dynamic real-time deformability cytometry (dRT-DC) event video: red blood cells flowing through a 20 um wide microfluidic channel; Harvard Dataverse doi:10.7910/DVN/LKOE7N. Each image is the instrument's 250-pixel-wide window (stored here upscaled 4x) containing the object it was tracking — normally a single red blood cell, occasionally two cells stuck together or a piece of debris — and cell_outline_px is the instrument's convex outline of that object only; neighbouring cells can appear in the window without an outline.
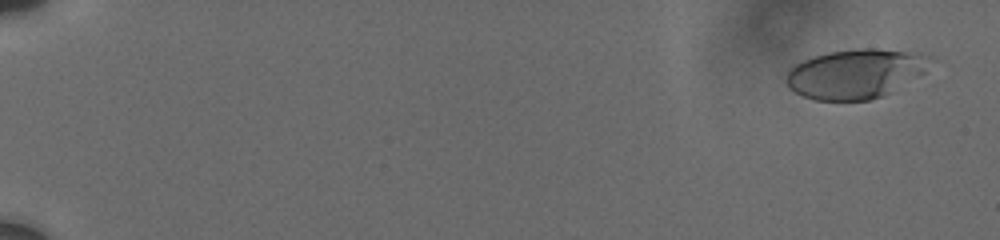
{"species": "human", "species_latin": "Homo sapiens", "temperature_condition": "cold", "stored_images_in_passage": 59, "camera_frame_rate_fps": 3000, "um_per_image_px": 0.085, "donor": {"sex": "male"}, "frame": {"image": 1, "passage_image": 7, "time_ms": 0.667, "image_size_px": [1000, 240], "cell_outline_px": [[924, 72], [884, 96], [872, 100], [816, 100], [804, 96], [788, 88], [784, 80], [784, 76], [788, 68], [792, 64], [828, 52], [856, 48], [876, 48], [904, 52], [920, 60]], "centroid_in_image_um": [72.46, 6.3], "position_along_channel_um": 12.5, "area_um2": 40.17}}
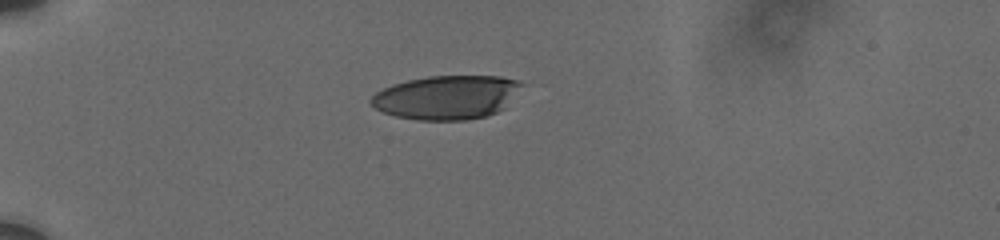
{"frame": {"image": 2, "passage_image": 49, "time_ms": 5.667, "image_size_px": [1000, 240], "cell_outline_px": [[528, 84], [504, 108], [496, 112], [484, 116], [468, 120], [416, 120], [396, 116], [384, 112], [368, 104], [368, 100], [376, 92], [392, 84], [408, 80], [428, 76], [500, 76], [520, 80]], "centroid_in_image_um": [38.02, 8.26], "position_along_channel_um": 47.0, "area_um2": 39.02}}